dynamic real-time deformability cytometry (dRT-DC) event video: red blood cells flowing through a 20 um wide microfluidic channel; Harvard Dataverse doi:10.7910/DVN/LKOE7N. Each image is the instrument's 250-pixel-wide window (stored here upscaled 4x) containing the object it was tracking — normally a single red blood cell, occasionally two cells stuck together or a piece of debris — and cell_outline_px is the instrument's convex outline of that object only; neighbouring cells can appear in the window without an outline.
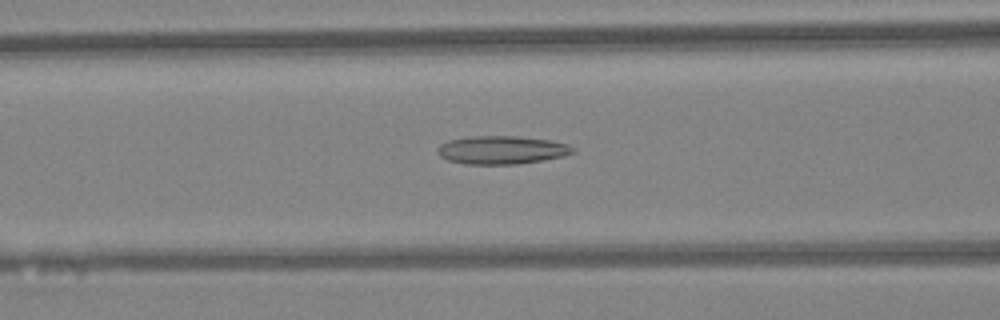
{"species": "Egyptian fruit bat (a non-hibernating species)", "species_latin": "Rousettus aegyptiacus", "temperature_condition": "warm", "stored_images_in_passage": 46, "camera_frame_rate_fps": 3000, "um_per_image_px": 0.085, "animal": {"sex": "female"}, "frame": {"image": 1, "passage_image": 18, "time_ms": 5.667, "image_size_px": [1000, 320], "cell_outline_px": [[576, 152], [564, 156], [516, 164], [464, 164], [448, 160], [440, 156], [436, 152], [436, 148], [440, 144], [448, 140], [472, 136], [516, 136], [552, 140], [568, 144], [576, 148]], "centroid_in_image_um": [42.65, 12.74], "position_along_channel_um": 124.0, "area_um2": 22.43}}
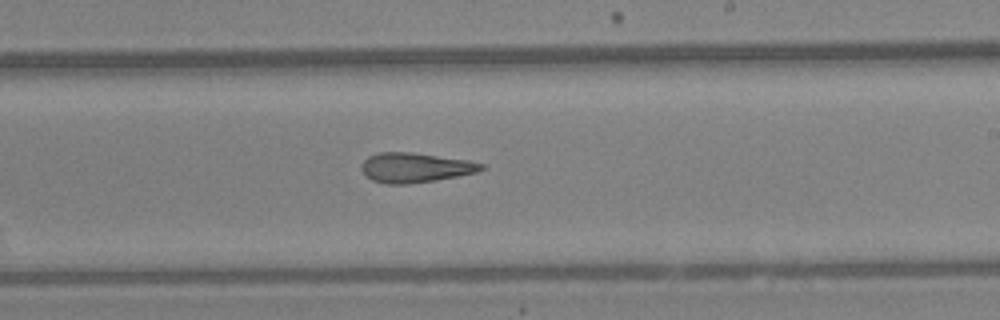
{"frame": {"image": 2, "passage_image": 27, "time_ms": 8.667, "image_size_px": [1000, 320], "cell_outline_px": [[484, 168], [476, 172], [436, 180], [408, 184], [384, 184], [372, 180], [364, 172], [364, 160], [368, 156], [380, 152], [412, 152], [468, 160], [484, 164]], "centroid_in_image_um": [35.31, 14.24], "position_along_channel_um": 253.7, "area_um2": 20.46}}
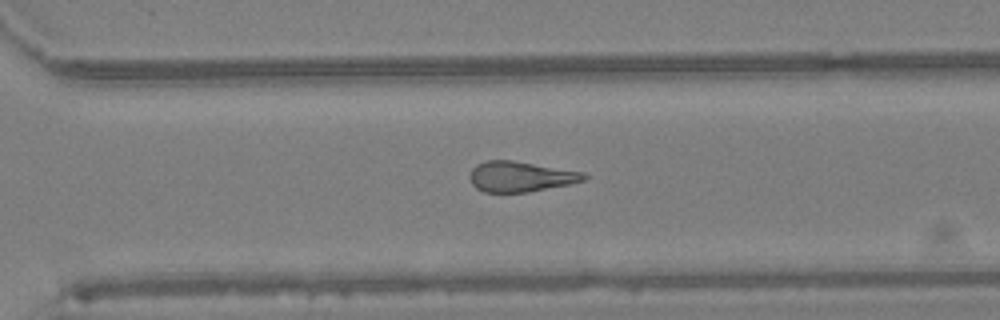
{"frame": {"image": 3, "passage_image": 32, "time_ms": 10.333, "image_size_px": [1000, 320], "cell_outline_px": [[588, 176], [584, 180], [568, 184], [528, 192], [484, 192], [476, 188], [472, 184], [468, 176], [472, 168], [476, 164], [484, 160], [512, 160], [584, 172]], "centroid_in_image_um": [44.19, 15.0], "position_along_channel_um": 326.4, "area_um2": 20.23}, "authors_computed_cell_mechanics": {"area_um2": 21.3282, "velocity_mm_per_s": 4.348, "shape_relaxation_time_tau1_ms": null, "shape_relaxation_time_tau2_ms": 3.0112, "deformation_change_tau1": null, "deformation_change_tau2": 0.1547}}